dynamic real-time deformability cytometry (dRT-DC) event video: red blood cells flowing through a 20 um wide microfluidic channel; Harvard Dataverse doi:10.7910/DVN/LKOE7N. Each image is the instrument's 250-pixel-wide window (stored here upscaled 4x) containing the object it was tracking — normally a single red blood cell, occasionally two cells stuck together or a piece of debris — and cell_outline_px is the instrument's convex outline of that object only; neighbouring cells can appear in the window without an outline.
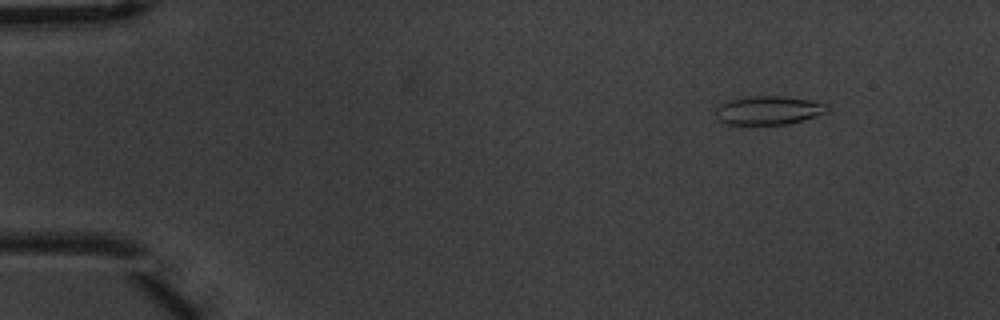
{"species": "common noctule bat (a hibernating species)", "species_latin": "Nyctalus noctula", "temperature_condition": "warm", "stored_images_in_passage": 5, "camera_frame_rate_fps": 3000, "um_per_image_px": 0.085, "animal": {"sex": "male", "body_mass_g": 20.1, "forearm_length_mm": 53.5}, "frame": {"image": 1, "passage_image": 2, "time_ms": 0.333, "image_size_px": [1000, 320], "cell_outline_px": [[828, 112], [804, 120], [788, 124], [724, 124], [716, 120], [716, 108], [720, 104], [728, 100], [752, 96], [780, 96], [816, 100], [828, 104]], "centroid_in_image_um": [65.34, 9.37], "position_along_channel_um": 19.7, "area_um2": 18.9}}
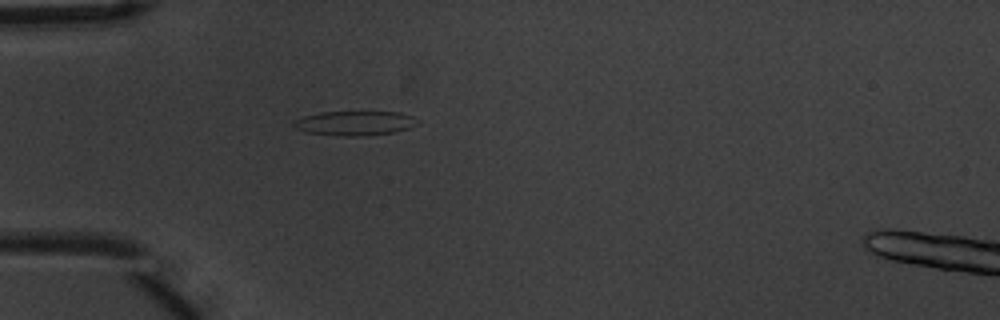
{"frame": {"image": 2, "passage_image": 5, "time_ms": 1.333, "image_size_px": [1000, 320], "cell_outline_px": [[420, 124], [408, 128], [392, 132], [368, 136], [336, 136], [304, 132], [296, 128], [292, 124], [292, 120], [304, 116], [320, 112], [400, 112], [412, 116], [420, 120]], "centroid_in_image_um": [30.15, 10.47], "position_along_channel_um": 54.9, "area_um2": 17.92}}